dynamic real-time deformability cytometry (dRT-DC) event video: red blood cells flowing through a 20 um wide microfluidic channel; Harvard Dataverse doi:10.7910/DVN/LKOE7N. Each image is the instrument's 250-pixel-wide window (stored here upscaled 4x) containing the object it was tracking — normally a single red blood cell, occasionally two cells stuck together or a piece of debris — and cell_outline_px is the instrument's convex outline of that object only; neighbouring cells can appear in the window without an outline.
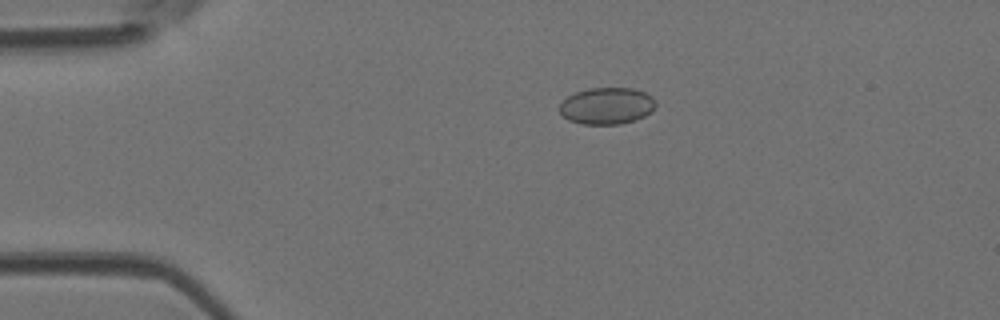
{"species": "Egyptian fruit bat (a non-hibernating species)", "species_latin": "Rousettus aegyptiacus", "temperature_condition": "room temperature", "stored_images_in_passage": 48, "camera_frame_rate_fps": 3000, "um_per_image_px": 0.085, "animal": {"sex": "female"}, "frame": {"image": 1, "passage_image": 9, "time_ms": 2.667, "image_size_px": [1000, 320], "cell_outline_px": [[656, 104], [652, 112], [644, 116], [620, 124], [580, 124], [568, 120], [560, 112], [560, 104], [568, 96], [576, 92], [588, 88], [632, 88], [644, 92], [652, 96]], "centroid_in_image_um": [51.58, 9.0], "position_along_channel_um": 33.4, "area_um2": 20.52}}
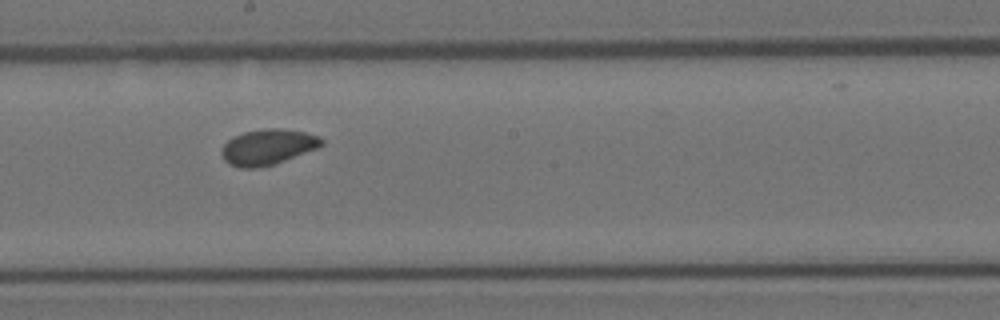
{"frame": {"image": 2, "passage_image": 26, "time_ms": 8.333, "image_size_px": [1000, 320], "cell_outline_px": [[324, 144], [316, 148], [276, 164], [256, 168], [240, 168], [228, 164], [224, 160], [220, 152], [220, 148], [232, 136], [244, 132], [264, 128], [280, 128], [304, 132], [320, 136], [324, 140]], "centroid_in_image_um": [22.73, 12.49], "position_along_channel_um": 225.5, "area_um2": 20.98}}
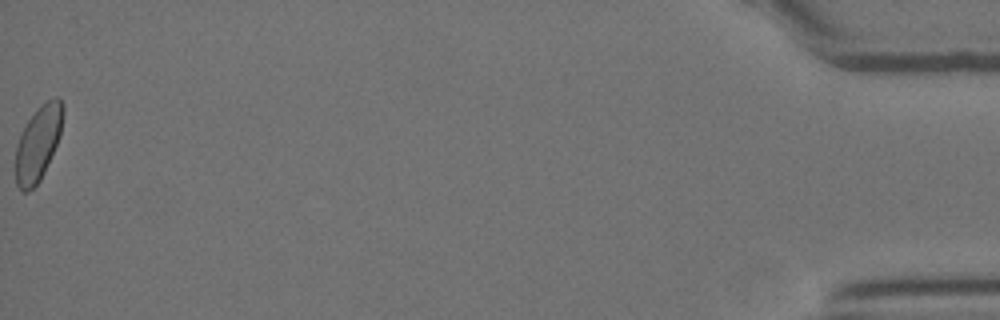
{"frame": {"image": 3, "passage_image": 48, "time_ms": 15.667, "image_size_px": [1000, 320], "cell_outline_px": [[64, 112], [60, 132], [56, 144], [44, 172], [40, 180], [28, 192], [24, 192], [16, 184], [16, 144], [20, 132], [36, 108], [48, 100], [56, 96], [64, 104]], "centroid_in_image_um": [3.23, 12.15], "position_along_channel_um": 432.0, "area_um2": 20.52}, "authors_computed_cell_mechanics": {"area_um2": 20.5768, "velocity_mm_per_s": 4.1788, "shape_relaxation_time_tau1_ms": null, "shape_relaxation_time_tau2_ms": 5.234, "deformation_change_tau1": null, "deformation_change_tau2": 0.0813}}